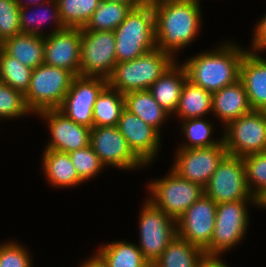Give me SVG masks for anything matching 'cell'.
<instances>
[{"instance_id":"cell-31","label":"cell","mask_w":266,"mask_h":267,"mask_svg":"<svg viewBox=\"0 0 266 267\" xmlns=\"http://www.w3.org/2000/svg\"><path fill=\"white\" fill-rule=\"evenodd\" d=\"M33 69L8 55L0 47V82L25 94L29 88Z\"/></svg>"},{"instance_id":"cell-43","label":"cell","mask_w":266,"mask_h":267,"mask_svg":"<svg viewBox=\"0 0 266 267\" xmlns=\"http://www.w3.org/2000/svg\"><path fill=\"white\" fill-rule=\"evenodd\" d=\"M256 204L266 207V191L257 198Z\"/></svg>"},{"instance_id":"cell-37","label":"cell","mask_w":266,"mask_h":267,"mask_svg":"<svg viewBox=\"0 0 266 267\" xmlns=\"http://www.w3.org/2000/svg\"><path fill=\"white\" fill-rule=\"evenodd\" d=\"M26 250L20 245L9 243L0 246V267H30Z\"/></svg>"},{"instance_id":"cell-5","label":"cell","mask_w":266,"mask_h":267,"mask_svg":"<svg viewBox=\"0 0 266 267\" xmlns=\"http://www.w3.org/2000/svg\"><path fill=\"white\" fill-rule=\"evenodd\" d=\"M75 76L68 70L43 64L33 69L30 84L24 94L30 111L58 109Z\"/></svg>"},{"instance_id":"cell-32","label":"cell","mask_w":266,"mask_h":267,"mask_svg":"<svg viewBox=\"0 0 266 267\" xmlns=\"http://www.w3.org/2000/svg\"><path fill=\"white\" fill-rule=\"evenodd\" d=\"M246 182L251 194L257 199L266 191V151L243 157ZM256 185L252 192V183ZM251 185V186H250Z\"/></svg>"},{"instance_id":"cell-34","label":"cell","mask_w":266,"mask_h":267,"mask_svg":"<svg viewBox=\"0 0 266 267\" xmlns=\"http://www.w3.org/2000/svg\"><path fill=\"white\" fill-rule=\"evenodd\" d=\"M29 111L24 94L0 82V117H18Z\"/></svg>"},{"instance_id":"cell-26","label":"cell","mask_w":266,"mask_h":267,"mask_svg":"<svg viewBox=\"0 0 266 267\" xmlns=\"http://www.w3.org/2000/svg\"><path fill=\"white\" fill-rule=\"evenodd\" d=\"M44 154V170L51 183L62 187H69L83 181L78 176L68 153L46 149Z\"/></svg>"},{"instance_id":"cell-18","label":"cell","mask_w":266,"mask_h":267,"mask_svg":"<svg viewBox=\"0 0 266 267\" xmlns=\"http://www.w3.org/2000/svg\"><path fill=\"white\" fill-rule=\"evenodd\" d=\"M117 129L126 139L133 153L144 164H148L157 152L160 134L140 117L125 108L117 123Z\"/></svg>"},{"instance_id":"cell-16","label":"cell","mask_w":266,"mask_h":267,"mask_svg":"<svg viewBox=\"0 0 266 267\" xmlns=\"http://www.w3.org/2000/svg\"><path fill=\"white\" fill-rule=\"evenodd\" d=\"M81 28L65 27L44 38V63L79 76Z\"/></svg>"},{"instance_id":"cell-27","label":"cell","mask_w":266,"mask_h":267,"mask_svg":"<svg viewBox=\"0 0 266 267\" xmlns=\"http://www.w3.org/2000/svg\"><path fill=\"white\" fill-rule=\"evenodd\" d=\"M124 108V94L107 85L94 104L93 127L117 126Z\"/></svg>"},{"instance_id":"cell-24","label":"cell","mask_w":266,"mask_h":267,"mask_svg":"<svg viewBox=\"0 0 266 267\" xmlns=\"http://www.w3.org/2000/svg\"><path fill=\"white\" fill-rule=\"evenodd\" d=\"M205 252L176 236L151 267H202Z\"/></svg>"},{"instance_id":"cell-41","label":"cell","mask_w":266,"mask_h":267,"mask_svg":"<svg viewBox=\"0 0 266 267\" xmlns=\"http://www.w3.org/2000/svg\"><path fill=\"white\" fill-rule=\"evenodd\" d=\"M82 267H107L104 261L96 255L95 258L90 259Z\"/></svg>"},{"instance_id":"cell-17","label":"cell","mask_w":266,"mask_h":267,"mask_svg":"<svg viewBox=\"0 0 266 267\" xmlns=\"http://www.w3.org/2000/svg\"><path fill=\"white\" fill-rule=\"evenodd\" d=\"M39 114L49 120L53 136V140L46 149L69 153L90 145L91 128L70 120L58 109L45 110Z\"/></svg>"},{"instance_id":"cell-23","label":"cell","mask_w":266,"mask_h":267,"mask_svg":"<svg viewBox=\"0 0 266 267\" xmlns=\"http://www.w3.org/2000/svg\"><path fill=\"white\" fill-rule=\"evenodd\" d=\"M55 3L53 19L59 24L55 31L84 28L101 0H52Z\"/></svg>"},{"instance_id":"cell-35","label":"cell","mask_w":266,"mask_h":267,"mask_svg":"<svg viewBox=\"0 0 266 267\" xmlns=\"http://www.w3.org/2000/svg\"><path fill=\"white\" fill-rule=\"evenodd\" d=\"M19 12L15 0H0V44L21 33Z\"/></svg>"},{"instance_id":"cell-15","label":"cell","mask_w":266,"mask_h":267,"mask_svg":"<svg viewBox=\"0 0 266 267\" xmlns=\"http://www.w3.org/2000/svg\"><path fill=\"white\" fill-rule=\"evenodd\" d=\"M90 145L104 165L124 169L145 165L130 149L117 126L92 127Z\"/></svg>"},{"instance_id":"cell-1","label":"cell","mask_w":266,"mask_h":267,"mask_svg":"<svg viewBox=\"0 0 266 267\" xmlns=\"http://www.w3.org/2000/svg\"><path fill=\"white\" fill-rule=\"evenodd\" d=\"M155 15L157 48L172 56V52L188 45L199 29L198 1L152 3Z\"/></svg>"},{"instance_id":"cell-38","label":"cell","mask_w":266,"mask_h":267,"mask_svg":"<svg viewBox=\"0 0 266 267\" xmlns=\"http://www.w3.org/2000/svg\"><path fill=\"white\" fill-rule=\"evenodd\" d=\"M25 8H27V7H25V4H24L23 7L20 8V12H19L21 33H26V34H31V35H41V33L39 34V32H38V30H40L39 28L41 27V25L34 27V28L31 26V25H33L34 22H36L35 21L36 18L27 16V14L25 12ZM46 10L48 11V9H46ZM42 15L43 16H41L40 19H37V22H42L43 20H48V17H46V15H44V14H42ZM35 16H37V18H39L38 17L39 15L35 14ZM29 24L31 27L28 26ZM34 26H35V24H34Z\"/></svg>"},{"instance_id":"cell-12","label":"cell","mask_w":266,"mask_h":267,"mask_svg":"<svg viewBox=\"0 0 266 267\" xmlns=\"http://www.w3.org/2000/svg\"><path fill=\"white\" fill-rule=\"evenodd\" d=\"M97 78L75 76L69 91L58 108L70 120L89 128L93 127V108L96 99L108 85V79Z\"/></svg>"},{"instance_id":"cell-21","label":"cell","mask_w":266,"mask_h":267,"mask_svg":"<svg viewBox=\"0 0 266 267\" xmlns=\"http://www.w3.org/2000/svg\"><path fill=\"white\" fill-rule=\"evenodd\" d=\"M176 67L173 64L148 89L159 105L169 114L177 110L181 91L187 80L184 67Z\"/></svg>"},{"instance_id":"cell-2","label":"cell","mask_w":266,"mask_h":267,"mask_svg":"<svg viewBox=\"0 0 266 267\" xmlns=\"http://www.w3.org/2000/svg\"><path fill=\"white\" fill-rule=\"evenodd\" d=\"M224 46L218 52L202 53L182 65L187 80L210 93L238 81L246 52L233 45Z\"/></svg>"},{"instance_id":"cell-10","label":"cell","mask_w":266,"mask_h":267,"mask_svg":"<svg viewBox=\"0 0 266 267\" xmlns=\"http://www.w3.org/2000/svg\"><path fill=\"white\" fill-rule=\"evenodd\" d=\"M166 213L150 200L146 202L140 217V251L144 259L152 266L167 245L177 236V226ZM172 222V223H171Z\"/></svg>"},{"instance_id":"cell-7","label":"cell","mask_w":266,"mask_h":267,"mask_svg":"<svg viewBox=\"0 0 266 267\" xmlns=\"http://www.w3.org/2000/svg\"><path fill=\"white\" fill-rule=\"evenodd\" d=\"M228 155L244 157L266 151V111L253 110L227 124L222 139Z\"/></svg>"},{"instance_id":"cell-25","label":"cell","mask_w":266,"mask_h":267,"mask_svg":"<svg viewBox=\"0 0 266 267\" xmlns=\"http://www.w3.org/2000/svg\"><path fill=\"white\" fill-rule=\"evenodd\" d=\"M124 107L140 117L159 133V125L169 114L154 99L148 90L131 91L124 94Z\"/></svg>"},{"instance_id":"cell-28","label":"cell","mask_w":266,"mask_h":267,"mask_svg":"<svg viewBox=\"0 0 266 267\" xmlns=\"http://www.w3.org/2000/svg\"><path fill=\"white\" fill-rule=\"evenodd\" d=\"M210 110H212V93L186 80L175 112L186 121L200 118Z\"/></svg>"},{"instance_id":"cell-40","label":"cell","mask_w":266,"mask_h":267,"mask_svg":"<svg viewBox=\"0 0 266 267\" xmlns=\"http://www.w3.org/2000/svg\"><path fill=\"white\" fill-rule=\"evenodd\" d=\"M202 267H228L220 261L217 257H206L203 261Z\"/></svg>"},{"instance_id":"cell-42","label":"cell","mask_w":266,"mask_h":267,"mask_svg":"<svg viewBox=\"0 0 266 267\" xmlns=\"http://www.w3.org/2000/svg\"><path fill=\"white\" fill-rule=\"evenodd\" d=\"M105 1L120 2L130 5L132 8H136L143 5L147 0H105Z\"/></svg>"},{"instance_id":"cell-45","label":"cell","mask_w":266,"mask_h":267,"mask_svg":"<svg viewBox=\"0 0 266 267\" xmlns=\"http://www.w3.org/2000/svg\"><path fill=\"white\" fill-rule=\"evenodd\" d=\"M33 1V0H32ZM34 1H38V0H34ZM15 2L18 4V6L21 8L23 7V3L20 0H15Z\"/></svg>"},{"instance_id":"cell-39","label":"cell","mask_w":266,"mask_h":267,"mask_svg":"<svg viewBox=\"0 0 266 267\" xmlns=\"http://www.w3.org/2000/svg\"><path fill=\"white\" fill-rule=\"evenodd\" d=\"M256 29L253 46L258 51L266 48V16L260 21Z\"/></svg>"},{"instance_id":"cell-3","label":"cell","mask_w":266,"mask_h":267,"mask_svg":"<svg viewBox=\"0 0 266 267\" xmlns=\"http://www.w3.org/2000/svg\"><path fill=\"white\" fill-rule=\"evenodd\" d=\"M116 39V61L137 59L157 48L155 15L152 3L132 8L125 20L113 31Z\"/></svg>"},{"instance_id":"cell-11","label":"cell","mask_w":266,"mask_h":267,"mask_svg":"<svg viewBox=\"0 0 266 267\" xmlns=\"http://www.w3.org/2000/svg\"><path fill=\"white\" fill-rule=\"evenodd\" d=\"M247 200L217 204L216 221L210 246L204 251L206 257H217L240 241L248 223Z\"/></svg>"},{"instance_id":"cell-6","label":"cell","mask_w":266,"mask_h":267,"mask_svg":"<svg viewBox=\"0 0 266 267\" xmlns=\"http://www.w3.org/2000/svg\"><path fill=\"white\" fill-rule=\"evenodd\" d=\"M204 194L214 202H235L257 199L251 194L247 182L243 157L226 155L204 187Z\"/></svg>"},{"instance_id":"cell-8","label":"cell","mask_w":266,"mask_h":267,"mask_svg":"<svg viewBox=\"0 0 266 267\" xmlns=\"http://www.w3.org/2000/svg\"><path fill=\"white\" fill-rule=\"evenodd\" d=\"M116 64L114 32L84 31L81 29L79 76H99L108 79Z\"/></svg>"},{"instance_id":"cell-36","label":"cell","mask_w":266,"mask_h":267,"mask_svg":"<svg viewBox=\"0 0 266 267\" xmlns=\"http://www.w3.org/2000/svg\"><path fill=\"white\" fill-rule=\"evenodd\" d=\"M183 127L188 139L191 140V145L183 146L181 149L210 147L221 143V141L215 142L208 138L212 131V127L209 123L204 122L200 118L187 119V122H184Z\"/></svg>"},{"instance_id":"cell-19","label":"cell","mask_w":266,"mask_h":267,"mask_svg":"<svg viewBox=\"0 0 266 267\" xmlns=\"http://www.w3.org/2000/svg\"><path fill=\"white\" fill-rule=\"evenodd\" d=\"M253 110L266 111V60L247 51L240 65V78Z\"/></svg>"},{"instance_id":"cell-4","label":"cell","mask_w":266,"mask_h":267,"mask_svg":"<svg viewBox=\"0 0 266 267\" xmlns=\"http://www.w3.org/2000/svg\"><path fill=\"white\" fill-rule=\"evenodd\" d=\"M171 58L156 48L137 59L117 63L108 78V85L122 94L148 90L174 64Z\"/></svg>"},{"instance_id":"cell-33","label":"cell","mask_w":266,"mask_h":267,"mask_svg":"<svg viewBox=\"0 0 266 267\" xmlns=\"http://www.w3.org/2000/svg\"><path fill=\"white\" fill-rule=\"evenodd\" d=\"M78 176L84 181L96 175L104 166L91 145L68 153Z\"/></svg>"},{"instance_id":"cell-13","label":"cell","mask_w":266,"mask_h":267,"mask_svg":"<svg viewBox=\"0 0 266 267\" xmlns=\"http://www.w3.org/2000/svg\"><path fill=\"white\" fill-rule=\"evenodd\" d=\"M216 209L217 203L206 194L202 195L176 221L177 236L205 251L211 244Z\"/></svg>"},{"instance_id":"cell-20","label":"cell","mask_w":266,"mask_h":267,"mask_svg":"<svg viewBox=\"0 0 266 267\" xmlns=\"http://www.w3.org/2000/svg\"><path fill=\"white\" fill-rule=\"evenodd\" d=\"M212 109L225 125L253 111L240 79L212 93Z\"/></svg>"},{"instance_id":"cell-22","label":"cell","mask_w":266,"mask_h":267,"mask_svg":"<svg viewBox=\"0 0 266 267\" xmlns=\"http://www.w3.org/2000/svg\"><path fill=\"white\" fill-rule=\"evenodd\" d=\"M0 47L11 57L32 69L44 64V37L26 33L6 39Z\"/></svg>"},{"instance_id":"cell-14","label":"cell","mask_w":266,"mask_h":267,"mask_svg":"<svg viewBox=\"0 0 266 267\" xmlns=\"http://www.w3.org/2000/svg\"><path fill=\"white\" fill-rule=\"evenodd\" d=\"M226 155L223 140L215 146L179 149L178 158L172 170L180 177L204 188Z\"/></svg>"},{"instance_id":"cell-9","label":"cell","mask_w":266,"mask_h":267,"mask_svg":"<svg viewBox=\"0 0 266 267\" xmlns=\"http://www.w3.org/2000/svg\"><path fill=\"white\" fill-rule=\"evenodd\" d=\"M149 188L155 197L150 201L175 221L204 195L202 186L180 177L173 170L168 177L150 184Z\"/></svg>"},{"instance_id":"cell-29","label":"cell","mask_w":266,"mask_h":267,"mask_svg":"<svg viewBox=\"0 0 266 267\" xmlns=\"http://www.w3.org/2000/svg\"><path fill=\"white\" fill-rule=\"evenodd\" d=\"M132 10L128 4L101 0L90 20L82 28L84 31H114Z\"/></svg>"},{"instance_id":"cell-30","label":"cell","mask_w":266,"mask_h":267,"mask_svg":"<svg viewBox=\"0 0 266 267\" xmlns=\"http://www.w3.org/2000/svg\"><path fill=\"white\" fill-rule=\"evenodd\" d=\"M97 255L107 267H151L138 246L126 242L107 244Z\"/></svg>"},{"instance_id":"cell-44","label":"cell","mask_w":266,"mask_h":267,"mask_svg":"<svg viewBox=\"0 0 266 267\" xmlns=\"http://www.w3.org/2000/svg\"><path fill=\"white\" fill-rule=\"evenodd\" d=\"M183 1H198V0H147V2L149 3L183 2Z\"/></svg>"}]
</instances>
